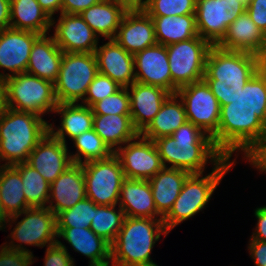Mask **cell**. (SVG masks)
Returning <instances> with one entry per match:
<instances>
[{
  "instance_id": "6da1fadb",
  "label": "cell",
  "mask_w": 266,
  "mask_h": 266,
  "mask_svg": "<svg viewBox=\"0 0 266 266\" xmlns=\"http://www.w3.org/2000/svg\"><path fill=\"white\" fill-rule=\"evenodd\" d=\"M226 157L241 150L252 162L266 147V74L259 69L239 94L220 109L219 127L212 137Z\"/></svg>"
},
{
  "instance_id": "7a4b0ae2",
  "label": "cell",
  "mask_w": 266,
  "mask_h": 266,
  "mask_svg": "<svg viewBox=\"0 0 266 266\" xmlns=\"http://www.w3.org/2000/svg\"><path fill=\"white\" fill-rule=\"evenodd\" d=\"M164 167L171 163L176 168L199 174L204 172L208 159L218 165L225 156L215 146L213 139L191 122L181 125L170 136L154 140Z\"/></svg>"
},
{
  "instance_id": "3957f363",
  "label": "cell",
  "mask_w": 266,
  "mask_h": 266,
  "mask_svg": "<svg viewBox=\"0 0 266 266\" xmlns=\"http://www.w3.org/2000/svg\"><path fill=\"white\" fill-rule=\"evenodd\" d=\"M259 69L260 56L256 54L212 46L206 58L203 79L222 107L231 103Z\"/></svg>"
},
{
  "instance_id": "277c9868",
  "label": "cell",
  "mask_w": 266,
  "mask_h": 266,
  "mask_svg": "<svg viewBox=\"0 0 266 266\" xmlns=\"http://www.w3.org/2000/svg\"><path fill=\"white\" fill-rule=\"evenodd\" d=\"M22 214L26 216L17 223L11 232L12 240L20 242L9 246L2 245L0 251V266H30L34 261L32 252L23 248L22 243L37 247L52 246L57 243L56 215L47 207H30L20 214L11 216L16 221Z\"/></svg>"
},
{
  "instance_id": "5b68a950",
  "label": "cell",
  "mask_w": 266,
  "mask_h": 266,
  "mask_svg": "<svg viewBox=\"0 0 266 266\" xmlns=\"http://www.w3.org/2000/svg\"><path fill=\"white\" fill-rule=\"evenodd\" d=\"M49 131L42 117L8 107L0 116V160L2 165L28 161L29 154Z\"/></svg>"
},
{
  "instance_id": "8992f818",
  "label": "cell",
  "mask_w": 266,
  "mask_h": 266,
  "mask_svg": "<svg viewBox=\"0 0 266 266\" xmlns=\"http://www.w3.org/2000/svg\"><path fill=\"white\" fill-rule=\"evenodd\" d=\"M163 218L125 217L117 238L111 244V266H140L150 259L161 234H168Z\"/></svg>"
},
{
  "instance_id": "52a82bcc",
  "label": "cell",
  "mask_w": 266,
  "mask_h": 266,
  "mask_svg": "<svg viewBox=\"0 0 266 266\" xmlns=\"http://www.w3.org/2000/svg\"><path fill=\"white\" fill-rule=\"evenodd\" d=\"M229 160L230 158L225 157L218 165H214L212 172L207 176L203 177V174L199 173L187 177L178 198L162 219L168 233L205 207L219 182L235 163Z\"/></svg>"
},
{
  "instance_id": "ba28073f",
  "label": "cell",
  "mask_w": 266,
  "mask_h": 266,
  "mask_svg": "<svg viewBox=\"0 0 266 266\" xmlns=\"http://www.w3.org/2000/svg\"><path fill=\"white\" fill-rule=\"evenodd\" d=\"M6 107L42 117L58 106L54 83L28 73H20L3 80ZM15 103V104H14Z\"/></svg>"
},
{
  "instance_id": "9c48e42d",
  "label": "cell",
  "mask_w": 266,
  "mask_h": 266,
  "mask_svg": "<svg viewBox=\"0 0 266 266\" xmlns=\"http://www.w3.org/2000/svg\"><path fill=\"white\" fill-rule=\"evenodd\" d=\"M98 73L95 53L63 52L59 74L54 82L58 103L84 100L90 83Z\"/></svg>"
},
{
  "instance_id": "30bf717a",
  "label": "cell",
  "mask_w": 266,
  "mask_h": 266,
  "mask_svg": "<svg viewBox=\"0 0 266 266\" xmlns=\"http://www.w3.org/2000/svg\"><path fill=\"white\" fill-rule=\"evenodd\" d=\"M212 45L199 35L166 46L172 78V94L177 89L203 80L206 58Z\"/></svg>"
},
{
  "instance_id": "8fae6325",
  "label": "cell",
  "mask_w": 266,
  "mask_h": 266,
  "mask_svg": "<svg viewBox=\"0 0 266 266\" xmlns=\"http://www.w3.org/2000/svg\"><path fill=\"white\" fill-rule=\"evenodd\" d=\"M86 197L96 205H117L125 179L118 157L113 153L106 159L82 164Z\"/></svg>"
},
{
  "instance_id": "7c38bea8",
  "label": "cell",
  "mask_w": 266,
  "mask_h": 266,
  "mask_svg": "<svg viewBox=\"0 0 266 266\" xmlns=\"http://www.w3.org/2000/svg\"><path fill=\"white\" fill-rule=\"evenodd\" d=\"M176 93L183 101L188 122L213 137L219 127L221 106L206 81L182 86Z\"/></svg>"
},
{
  "instance_id": "4fadbf2b",
  "label": "cell",
  "mask_w": 266,
  "mask_h": 266,
  "mask_svg": "<svg viewBox=\"0 0 266 266\" xmlns=\"http://www.w3.org/2000/svg\"><path fill=\"white\" fill-rule=\"evenodd\" d=\"M246 7L241 0H196L195 19L198 35L216 46L228 26Z\"/></svg>"
},
{
  "instance_id": "5bb4252c",
  "label": "cell",
  "mask_w": 266,
  "mask_h": 266,
  "mask_svg": "<svg viewBox=\"0 0 266 266\" xmlns=\"http://www.w3.org/2000/svg\"><path fill=\"white\" fill-rule=\"evenodd\" d=\"M135 140L128 141L114 154L120 161L125 178L149 180L164 167L161 157L154 141L140 134L138 141Z\"/></svg>"
},
{
  "instance_id": "9a60e30c",
  "label": "cell",
  "mask_w": 266,
  "mask_h": 266,
  "mask_svg": "<svg viewBox=\"0 0 266 266\" xmlns=\"http://www.w3.org/2000/svg\"><path fill=\"white\" fill-rule=\"evenodd\" d=\"M39 36L40 34L27 30H0V68L12 73H0V80L26 73L33 43Z\"/></svg>"
},
{
  "instance_id": "2e32d148",
  "label": "cell",
  "mask_w": 266,
  "mask_h": 266,
  "mask_svg": "<svg viewBox=\"0 0 266 266\" xmlns=\"http://www.w3.org/2000/svg\"><path fill=\"white\" fill-rule=\"evenodd\" d=\"M114 40L132 55L156 45L151 17L142 8H129L121 20Z\"/></svg>"
},
{
  "instance_id": "e0dca14e",
  "label": "cell",
  "mask_w": 266,
  "mask_h": 266,
  "mask_svg": "<svg viewBox=\"0 0 266 266\" xmlns=\"http://www.w3.org/2000/svg\"><path fill=\"white\" fill-rule=\"evenodd\" d=\"M27 163L49 184L73 164L67 144L55 138L49 131L29 154Z\"/></svg>"
},
{
  "instance_id": "ac0fdd59",
  "label": "cell",
  "mask_w": 266,
  "mask_h": 266,
  "mask_svg": "<svg viewBox=\"0 0 266 266\" xmlns=\"http://www.w3.org/2000/svg\"><path fill=\"white\" fill-rule=\"evenodd\" d=\"M53 38L63 52L95 53L98 47V35L80 14L61 13Z\"/></svg>"
},
{
  "instance_id": "d6986e66",
  "label": "cell",
  "mask_w": 266,
  "mask_h": 266,
  "mask_svg": "<svg viewBox=\"0 0 266 266\" xmlns=\"http://www.w3.org/2000/svg\"><path fill=\"white\" fill-rule=\"evenodd\" d=\"M135 82L158 86L172 94V78L165 45L156 44L133 55Z\"/></svg>"
},
{
  "instance_id": "ffe728a7",
  "label": "cell",
  "mask_w": 266,
  "mask_h": 266,
  "mask_svg": "<svg viewBox=\"0 0 266 266\" xmlns=\"http://www.w3.org/2000/svg\"><path fill=\"white\" fill-rule=\"evenodd\" d=\"M99 73L110 77L121 87H129L135 82L134 57L114 39L95 50Z\"/></svg>"
},
{
  "instance_id": "44dd1931",
  "label": "cell",
  "mask_w": 266,
  "mask_h": 266,
  "mask_svg": "<svg viewBox=\"0 0 266 266\" xmlns=\"http://www.w3.org/2000/svg\"><path fill=\"white\" fill-rule=\"evenodd\" d=\"M85 198L83 167L81 164L73 163L50 184L49 205L46 207L57 215Z\"/></svg>"
},
{
  "instance_id": "7402d4cb",
  "label": "cell",
  "mask_w": 266,
  "mask_h": 266,
  "mask_svg": "<svg viewBox=\"0 0 266 266\" xmlns=\"http://www.w3.org/2000/svg\"><path fill=\"white\" fill-rule=\"evenodd\" d=\"M129 87L127 90L130 98V116L135 129L141 133L160 111L162 104L171 93L161 87L138 82H134Z\"/></svg>"
},
{
  "instance_id": "603a6c76",
  "label": "cell",
  "mask_w": 266,
  "mask_h": 266,
  "mask_svg": "<svg viewBox=\"0 0 266 266\" xmlns=\"http://www.w3.org/2000/svg\"><path fill=\"white\" fill-rule=\"evenodd\" d=\"M216 46L260 56L266 46V36L244 11L228 26L225 36Z\"/></svg>"
},
{
  "instance_id": "cb8c5ba5",
  "label": "cell",
  "mask_w": 266,
  "mask_h": 266,
  "mask_svg": "<svg viewBox=\"0 0 266 266\" xmlns=\"http://www.w3.org/2000/svg\"><path fill=\"white\" fill-rule=\"evenodd\" d=\"M57 237L61 236L75 251L90 259L89 266H109L111 245L90 228L56 227Z\"/></svg>"
},
{
  "instance_id": "d4e9b609",
  "label": "cell",
  "mask_w": 266,
  "mask_h": 266,
  "mask_svg": "<svg viewBox=\"0 0 266 266\" xmlns=\"http://www.w3.org/2000/svg\"><path fill=\"white\" fill-rule=\"evenodd\" d=\"M119 202L125 217L158 218L160 216L163 218L156 210L148 180L125 178L122 182Z\"/></svg>"
},
{
  "instance_id": "484cf974",
  "label": "cell",
  "mask_w": 266,
  "mask_h": 266,
  "mask_svg": "<svg viewBox=\"0 0 266 266\" xmlns=\"http://www.w3.org/2000/svg\"><path fill=\"white\" fill-rule=\"evenodd\" d=\"M63 51L53 36L40 35L33 43L26 73L55 82L59 74Z\"/></svg>"
},
{
  "instance_id": "4316f807",
  "label": "cell",
  "mask_w": 266,
  "mask_h": 266,
  "mask_svg": "<svg viewBox=\"0 0 266 266\" xmlns=\"http://www.w3.org/2000/svg\"><path fill=\"white\" fill-rule=\"evenodd\" d=\"M128 9L124 3L117 0H101L83 11L80 16L96 35L114 39Z\"/></svg>"
},
{
  "instance_id": "83f0119b",
  "label": "cell",
  "mask_w": 266,
  "mask_h": 266,
  "mask_svg": "<svg viewBox=\"0 0 266 266\" xmlns=\"http://www.w3.org/2000/svg\"><path fill=\"white\" fill-rule=\"evenodd\" d=\"M189 175L190 173L184 170L163 167L148 180L156 210L161 217H164L172 208Z\"/></svg>"
},
{
  "instance_id": "f1b7e54d",
  "label": "cell",
  "mask_w": 266,
  "mask_h": 266,
  "mask_svg": "<svg viewBox=\"0 0 266 266\" xmlns=\"http://www.w3.org/2000/svg\"><path fill=\"white\" fill-rule=\"evenodd\" d=\"M177 93L170 94L162 104L160 111L155 115L150 124L140 133L144 138L154 141L163 136H170L187 120L182 99L177 102Z\"/></svg>"
},
{
  "instance_id": "f546056e",
  "label": "cell",
  "mask_w": 266,
  "mask_h": 266,
  "mask_svg": "<svg viewBox=\"0 0 266 266\" xmlns=\"http://www.w3.org/2000/svg\"><path fill=\"white\" fill-rule=\"evenodd\" d=\"M54 112L62 116L61 127L55 131L52 124H49V132L64 144H66L65 136L73 140L80 134L93 129L94 114L89 106L78 103H58Z\"/></svg>"
},
{
  "instance_id": "4dcf8cb0",
  "label": "cell",
  "mask_w": 266,
  "mask_h": 266,
  "mask_svg": "<svg viewBox=\"0 0 266 266\" xmlns=\"http://www.w3.org/2000/svg\"><path fill=\"white\" fill-rule=\"evenodd\" d=\"M93 129L113 152L140 134L130 115H94Z\"/></svg>"
},
{
  "instance_id": "1f68e13d",
  "label": "cell",
  "mask_w": 266,
  "mask_h": 266,
  "mask_svg": "<svg viewBox=\"0 0 266 266\" xmlns=\"http://www.w3.org/2000/svg\"><path fill=\"white\" fill-rule=\"evenodd\" d=\"M52 19L42 9L37 0H10V26L16 30L48 34Z\"/></svg>"
},
{
  "instance_id": "d6a6232c",
  "label": "cell",
  "mask_w": 266,
  "mask_h": 266,
  "mask_svg": "<svg viewBox=\"0 0 266 266\" xmlns=\"http://www.w3.org/2000/svg\"><path fill=\"white\" fill-rule=\"evenodd\" d=\"M157 44L168 46L198 36L195 14L151 17Z\"/></svg>"
},
{
  "instance_id": "836d02e7",
  "label": "cell",
  "mask_w": 266,
  "mask_h": 266,
  "mask_svg": "<svg viewBox=\"0 0 266 266\" xmlns=\"http://www.w3.org/2000/svg\"><path fill=\"white\" fill-rule=\"evenodd\" d=\"M23 187L20 172L13 165L0 166V201L9 217L30 208Z\"/></svg>"
},
{
  "instance_id": "e575fe53",
  "label": "cell",
  "mask_w": 266,
  "mask_h": 266,
  "mask_svg": "<svg viewBox=\"0 0 266 266\" xmlns=\"http://www.w3.org/2000/svg\"><path fill=\"white\" fill-rule=\"evenodd\" d=\"M21 175L24 195L29 207H45L50 195V184L27 162L13 165Z\"/></svg>"
},
{
  "instance_id": "d590c367",
  "label": "cell",
  "mask_w": 266,
  "mask_h": 266,
  "mask_svg": "<svg viewBox=\"0 0 266 266\" xmlns=\"http://www.w3.org/2000/svg\"><path fill=\"white\" fill-rule=\"evenodd\" d=\"M116 206L97 205L90 225V229L110 245L117 238L125 219L124 211L120 207L116 211Z\"/></svg>"
},
{
  "instance_id": "8d00e7d4",
  "label": "cell",
  "mask_w": 266,
  "mask_h": 266,
  "mask_svg": "<svg viewBox=\"0 0 266 266\" xmlns=\"http://www.w3.org/2000/svg\"><path fill=\"white\" fill-rule=\"evenodd\" d=\"M72 141H74L77 153L70 155V157L75 164L82 165L87 162L106 159L114 153L94 129L80 134ZM81 156L84 157V161H82L83 157Z\"/></svg>"
},
{
  "instance_id": "74e56055",
  "label": "cell",
  "mask_w": 266,
  "mask_h": 266,
  "mask_svg": "<svg viewBox=\"0 0 266 266\" xmlns=\"http://www.w3.org/2000/svg\"><path fill=\"white\" fill-rule=\"evenodd\" d=\"M96 206L86 197L72 208L59 212L56 215V227L90 228Z\"/></svg>"
},
{
  "instance_id": "f35d334b",
  "label": "cell",
  "mask_w": 266,
  "mask_h": 266,
  "mask_svg": "<svg viewBox=\"0 0 266 266\" xmlns=\"http://www.w3.org/2000/svg\"><path fill=\"white\" fill-rule=\"evenodd\" d=\"M142 9L150 17L195 14L196 0H146Z\"/></svg>"
},
{
  "instance_id": "ab89813d",
  "label": "cell",
  "mask_w": 266,
  "mask_h": 266,
  "mask_svg": "<svg viewBox=\"0 0 266 266\" xmlns=\"http://www.w3.org/2000/svg\"><path fill=\"white\" fill-rule=\"evenodd\" d=\"M94 115H130V98L127 87L105 97L91 106Z\"/></svg>"
},
{
  "instance_id": "60d3db41",
  "label": "cell",
  "mask_w": 266,
  "mask_h": 266,
  "mask_svg": "<svg viewBox=\"0 0 266 266\" xmlns=\"http://www.w3.org/2000/svg\"><path fill=\"white\" fill-rule=\"evenodd\" d=\"M121 88L122 87L110 77L98 73L89 85L86 93L88 96L84 97L81 104L91 107L94 103L116 93Z\"/></svg>"
},
{
  "instance_id": "b9f144b4",
  "label": "cell",
  "mask_w": 266,
  "mask_h": 266,
  "mask_svg": "<svg viewBox=\"0 0 266 266\" xmlns=\"http://www.w3.org/2000/svg\"><path fill=\"white\" fill-rule=\"evenodd\" d=\"M44 266H75L66 246L59 240L52 246H47Z\"/></svg>"
},
{
  "instance_id": "7bdbcfd3",
  "label": "cell",
  "mask_w": 266,
  "mask_h": 266,
  "mask_svg": "<svg viewBox=\"0 0 266 266\" xmlns=\"http://www.w3.org/2000/svg\"><path fill=\"white\" fill-rule=\"evenodd\" d=\"M246 12L266 36V0H251Z\"/></svg>"
},
{
  "instance_id": "ee69618b",
  "label": "cell",
  "mask_w": 266,
  "mask_h": 266,
  "mask_svg": "<svg viewBox=\"0 0 266 266\" xmlns=\"http://www.w3.org/2000/svg\"><path fill=\"white\" fill-rule=\"evenodd\" d=\"M101 0H62L61 13L81 14L90 6L97 4Z\"/></svg>"
},
{
  "instance_id": "f6af8a7d",
  "label": "cell",
  "mask_w": 266,
  "mask_h": 266,
  "mask_svg": "<svg viewBox=\"0 0 266 266\" xmlns=\"http://www.w3.org/2000/svg\"><path fill=\"white\" fill-rule=\"evenodd\" d=\"M256 266H266V241L250 239L248 246Z\"/></svg>"
},
{
  "instance_id": "bcb514c9",
  "label": "cell",
  "mask_w": 266,
  "mask_h": 266,
  "mask_svg": "<svg viewBox=\"0 0 266 266\" xmlns=\"http://www.w3.org/2000/svg\"><path fill=\"white\" fill-rule=\"evenodd\" d=\"M257 217V228L252 234V239L266 241V206L259 207L255 210Z\"/></svg>"
},
{
  "instance_id": "7dc6e473",
  "label": "cell",
  "mask_w": 266,
  "mask_h": 266,
  "mask_svg": "<svg viewBox=\"0 0 266 266\" xmlns=\"http://www.w3.org/2000/svg\"><path fill=\"white\" fill-rule=\"evenodd\" d=\"M42 9L47 13V15L52 19V26H54V18L52 17L54 13L60 11L62 8V0H37Z\"/></svg>"
},
{
  "instance_id": "c3c4849f",
  "label": "cell",
  "mask_w": 266,
  "mask_h": 266,
  "mask_svg": "<svg viewBox=\"0 0 266 266\" xmlns=\"http://www.w3.org/2000/svg\"><path fill=\"white\" fill-rule=\"evenodd\" d=\"M10 26V0H0V30Z\"/></svg>"
},
{
  "instance_id": "681fc988",
  "label": "cell",
  "mask_w": 266,
  "mask_h": 266,
  "mask_svg": "<svg viewBox=\"0 0 266 266\" xmlns=\"http://www.w3.org/2000/svg\"><path fill=\"white\" fill-rule=\"evenodd\" d=\"M255 168L259 169L260 171L266 172V147L264 150L251 162Z\"/></svg>"
},
{
  "instance_id": "f907efd6",
  "label": "cell",
  "mask_w": 266,
  "mask_h": 266,
  "mask_svg": "<svg viewBox=\"0 0 266 266\" xmlns=\"http://www.w3.org/2000/svg\"><path fill=\"white\" fill-rule=\"evenodd\" d=\"M5 108H6L5 85L4 81L0 80V116L4 113Z\"/></svg>"
},
{
  "instance_id": "816d5d0a",
  "label": "cell",
  "mask_w": 266,
  "mask_h": 266,
  "mask_svg": "<svg viewBox=\"0 0 266 266\" xmlns=\"http://www.w3.org/2000/svg\"><path fill=\"white\" fill-rule=\"evenodd\" d=\"M124 3L128 8H142L146 4V0H119Z\"/></svg>"
},
{
  "instance_id": "f5cc1de1",
  "label": "cell",
  "mask_w": 266,
  "mask_h": 266,
  "mask_svg": "<svg viewBox=\"0 0 266 266\" xmlns=\"http://www.w3.org/2000/svg\"><path fill=\"white\" fill-rule=\"evenodd\" d=\"M9 218L10 217L6 214L4 207L0 201V230H2V228H4L3 226L5 225L6 222H9Z\"/></svg>"
},
{
  "instance_id": "db71d44e",
  "label": "cell",
  "mask_w": 266,
  "mask_h": 266,
  "mask_svg": "<svg viewBox=\"0 0 266 266\" xmlns=\"http://www.w3.org/2000/svg\"><path fill=\"white\" fill-rule=\"evenodd\" d=\"M260 69L266 74V46L264 52L260 55Z\"/></svg>"
},
{
  "instance_id": "11a10c76",
  "label": "cell",
  "mask_w": 266,
  "mask_h": 266,
  "mask_svg": "<svg viewBox=\"0 0 266 266\" xmlns=\"http://www.w3.org/2000/svg\"><path fill=\"white\" fill-rule=\"evenodd\" d=\"M251 0H241V2L244 4L245 7H247L250 4Z\"/></svg>"
},
{
  "instance_id": "9f6ffc18",
  "label": "cell",
  "mask_w": 266,
  "mask_h": 266,
  "mask_svg": "<svg viewBox=\"0 0 266 266\" xmlns=\"http://www.w3.org/2000/svg\"><path fill=\"white\" fill-rule=\"evenodd\" d=\"M140 266H158V265L153 262V263L144 264V265H140Z\"/></svg>"
}]
</instances>
